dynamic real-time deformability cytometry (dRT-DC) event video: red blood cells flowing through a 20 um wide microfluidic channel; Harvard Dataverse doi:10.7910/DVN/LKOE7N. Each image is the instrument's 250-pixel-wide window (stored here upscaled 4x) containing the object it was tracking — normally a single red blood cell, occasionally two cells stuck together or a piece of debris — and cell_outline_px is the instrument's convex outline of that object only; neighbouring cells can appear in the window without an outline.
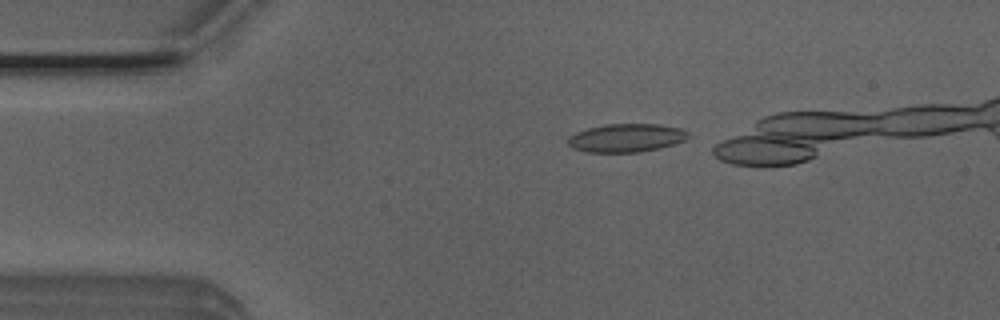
{"species": "Egyptian fruit bat (a non-hibernating species)", "species_latin": "Rousettus aegyptiacus", "temperature_condition": "room temperature", "stored_images_in_passage": 3, "camera_frame_rate_fps": 3000, "um_per_image_px": 0.085, "animal": {"sex": "male"}, "frame": {"image": 1, "passage_image": 1, "time_ms": 0.0, "image_size_px": [1000, 320], "cell_outline_px": [[688, 136], [684, 140], [660, 148], [640, 152], [588, 152], [572, 148], [568, 144], [568, 136], [576, 132], [588, 128], [604, 124], [660, 124], [680, 128], [688, 132]], "centroid_in_image_um": [53.21, 11.71], "position_along_channel_um": 31.8, "area_um2": 19.83}}